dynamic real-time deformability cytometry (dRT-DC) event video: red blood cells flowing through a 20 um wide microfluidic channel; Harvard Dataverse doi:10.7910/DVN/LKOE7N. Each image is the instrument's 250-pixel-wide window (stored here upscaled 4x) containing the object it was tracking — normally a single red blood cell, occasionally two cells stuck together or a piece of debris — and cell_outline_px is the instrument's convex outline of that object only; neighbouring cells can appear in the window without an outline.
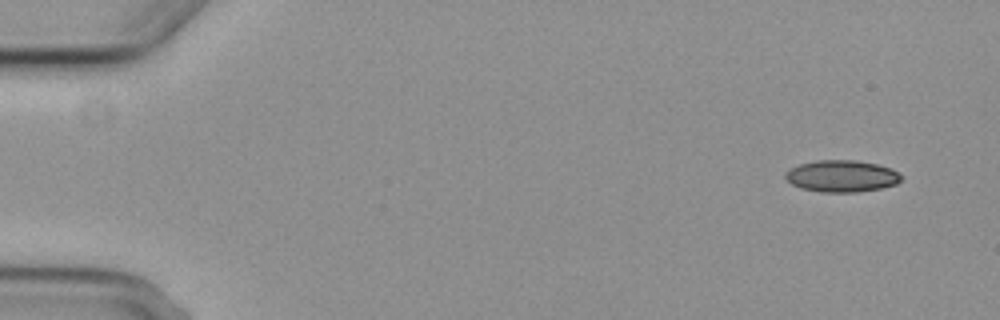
{"species": "common noctule bat (a hibernating species)", "species_latin": "Nyctalus noctula", "temperature_condition": "cold", "stored_images_in_passage": 5, "camera_frame_rate_fps": 3000, "um_per_image_px": 0.085, "animal": {"sex": "female", "body_mass_g": 29.2, "forearm_length_mm": 56.3}, "frame": {"image": 1, "passage_image": 1, "time_ms": 0.0, "image_size_px": [1000, 320], "cell_outline_px": [[900, 180], [896, 184], [880, 188], [856, 192], [820, 192], [800, 188], [792, 184], [784, 176], [784, 172], [800, 164], [816, 160], [856, 160], [876, 164], [892, 168], [900, 176]], "centroid_in_image_um": [71.51, 14.97], "position_along_channel_um": 13.5, "area_um2": 21.33}}
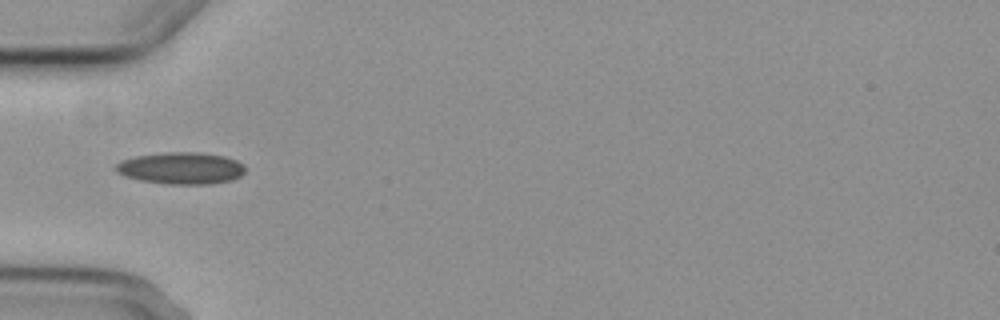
{"frame": {"image": 2, "passage_image": 5, "time_ms": 5.0, "image_size_px": [1000, 320], "cell_outline_px": [[244, 172], [240, 176], [232, 180], [212, 184], [164, 184], [140, 180], [124, 176], [116, 172], [116, 164], [120, 160], [136, 156], [164, 152], [200, 152], [224, 156], [236, 160], [244, 164]], "centroid_in_image_um": [15.38, 14.29], "position_along_channel_um": 69.6, "area_um2": 24.22}}